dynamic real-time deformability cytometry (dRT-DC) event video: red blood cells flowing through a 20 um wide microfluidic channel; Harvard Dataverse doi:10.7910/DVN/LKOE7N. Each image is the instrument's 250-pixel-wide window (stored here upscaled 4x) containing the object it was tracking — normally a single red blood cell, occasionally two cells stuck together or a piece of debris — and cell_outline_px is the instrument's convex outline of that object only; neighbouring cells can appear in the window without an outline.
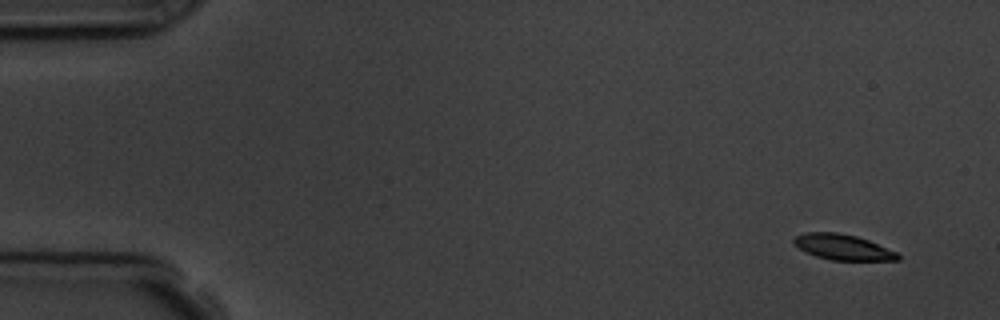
{"species": "common noctule bat (a hibernating species)", "species_latin": "Nyctalus noctula", "temperature_condition": "room temperature", "stored_images_in_passage": 16, "camera_frame_rate_fps": 3000, "um_per_image_px": 0.085, "animal": {"sex": "male", "body_mass_g": 19.5, "forearm_length_mm": 54.6}, "frame": {"image": 1, "passage_image": 1, "time_ms": 0.0, "image_size_px": [1000, 320], "cell_outline_px": [[900, 260], [832, 260], [816, 256], [804, 252], [792, 244], [792, 240], [796, 236], [804, 232], [836, 232], [856, 236], [868, 240], [896, 252], [900, 256]], "centroid_in_image_um": [71.58, 21.0], "position_along_channel_um": 13.4, "area_um2": 15.49}}
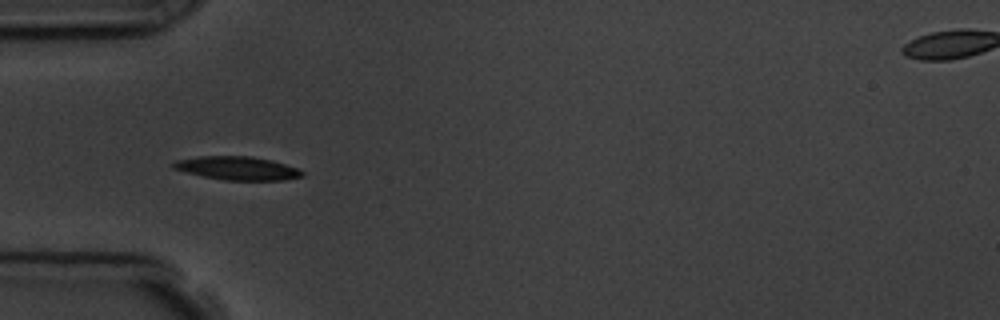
{"frame": {"image": 2, "passage_image": 5, "time_ms": 4.667, "image_size_px": [1000, 320], "cell_outline_px": [[304, 176], [284, 180], [224, 180], [204, 176], [172, 168], [172, 164], [176, 160], [196, 156], [252, 156], [272, 160], [296, 168], [304, 172]], "centroid_in_image_um": [20.18, 14.29], "position_along_channel_um": 64.8, "area_um2": 17.51}, "authors_computed_cell_mechanics": {"area_um2": 17.1088, "velocity_mm_per_s": 3.7272, "shape_relaxation_time_tau1_ms": 3.18, "shape_relaxation_time_tau2_ms": null, "deformation_change_tau1": 0.1278, "deformation_change_tau2": null}}